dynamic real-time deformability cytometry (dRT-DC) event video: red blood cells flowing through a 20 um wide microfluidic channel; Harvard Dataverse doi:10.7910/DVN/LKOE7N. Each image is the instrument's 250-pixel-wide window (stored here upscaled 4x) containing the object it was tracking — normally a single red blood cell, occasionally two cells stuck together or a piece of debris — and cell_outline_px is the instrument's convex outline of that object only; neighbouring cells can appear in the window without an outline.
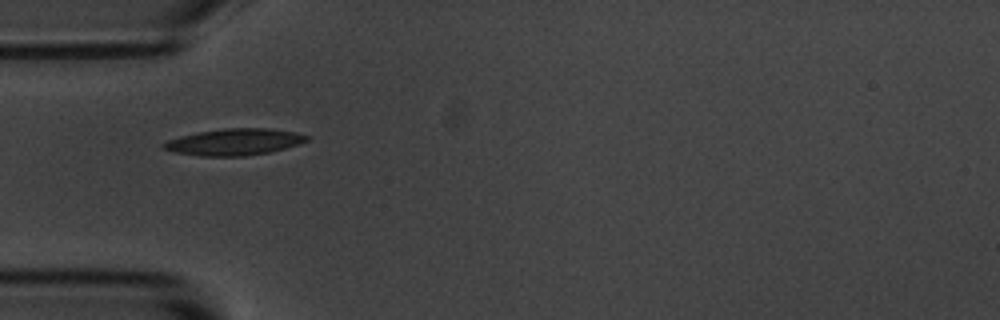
{"species": "common noctule bat (a hibernating species)", "species_latin": "Nyctalus noctula", "temperature_condition": "room temperature", "stored_images_in_passage": 5, "camera_frame_rate_fps": 3000, "um_per_image_px": 0.085, "animal": {"sex": "male", "body_mass_g": 20.1, "forearm_length_mm": 53.5}, "frame": {"image": 1, "passage_image": 1, "time_ms": 0.0, "image_size_px": [1000, 320], "cell_outline_px": [[308, 140], [284, 148], [268, 152], [244, 156], [200, 156], [176, 152], [164, 148], [160, 144], [168, 140], [180, 136], [196, 132], [224, 128], [268, 128], [296, 132], [308, 136]], "centroid_in_image_um": [19.88, 12.05], "position_along_channel_um": 65.1, "area_um2": 21.96}}
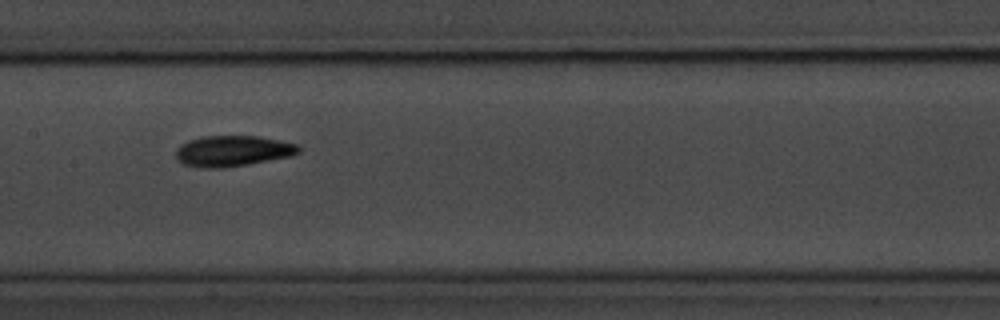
{"frame": {"image": 2, "passage_image": 4, "time_ms": 3.333, "image_size_px": [1000, 320], "cell_outline_px": [[300, 152], [292, 156], [248, 164], [224, 168], [200, 168], [184, 164], [176, 160], [176, 148], [180, 144], [188, 140], [200, 136], [256, 136], [280, 140], [296, 144], [300, 148]], "centroid_in_image_um": [19.74, 12.83], "position_along_channel_um": 187.7, "area_um2": 22.25}}
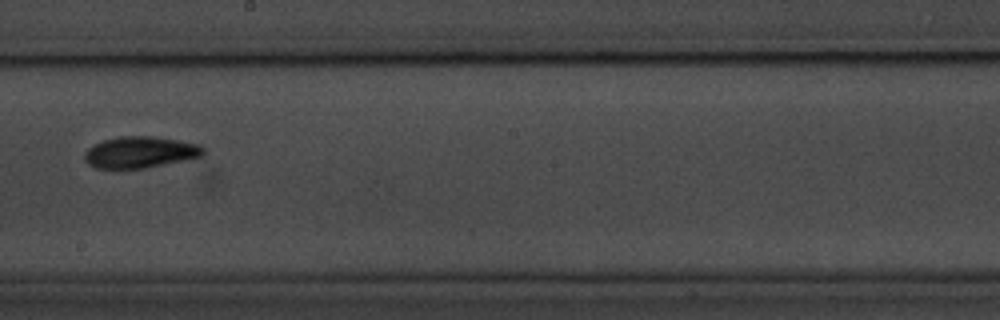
{"frame": {"image": 3, "passage_image": 5, "time_ms": 4.667, "image_size_px": [1000, 320], "cell_outline_px": [[204, 156], [144, 168], [96, 168], [88, 164], [84, 160], [84, 152], [88, 148], [104, 140], [120, 136], [156, 136], [180, 140], [200, 144], [204, 148]], "centroid_in_image_um": [11.94, 12.93], "position_along_channel_um": 236.3, "area_um2": 21.79}}